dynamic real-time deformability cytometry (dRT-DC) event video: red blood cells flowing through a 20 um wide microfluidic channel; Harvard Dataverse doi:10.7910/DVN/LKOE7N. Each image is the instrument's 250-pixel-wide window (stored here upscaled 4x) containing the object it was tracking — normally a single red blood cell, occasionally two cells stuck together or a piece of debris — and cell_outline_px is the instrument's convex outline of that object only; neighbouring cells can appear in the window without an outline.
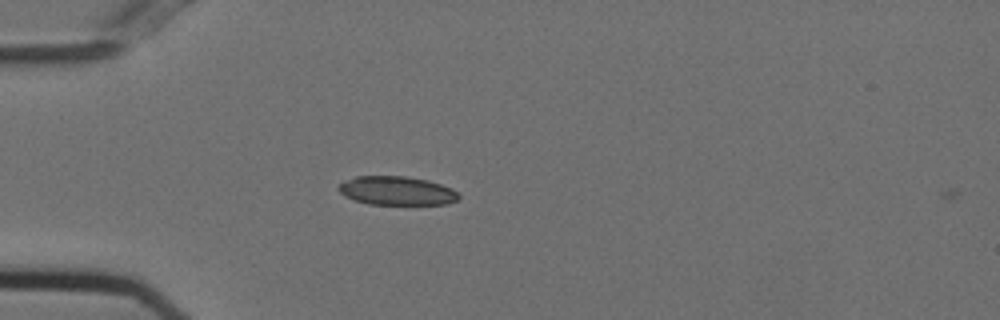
{"species": "Egyptian fruit bat (a non-hibernating species)", "species_latin": "Rousettus aegyptiacus", "temperature_condition": "cold", "stored_images_in_passage": 3, "camera_frame_rate_fps": 3000, "um_per_image_px": 0.085, "animal": {"sex": "female"}, "frame": {"image": 1, "passage_image": 1, "time_ms": 0.0, "image_size_px": [1000, 320], "cell_outline_px": [[460, 196], [456, 200], [448, 204], [368, 204], [352, 200], [344, 196], [336, 188], [344, 180], [356, 176], [404, 176], [428, 180], [452, 188]], "centroid_in_image_um": [33.68, 16.21], "position_along_channel_um": 51.3, "area_um2": 20.23}}